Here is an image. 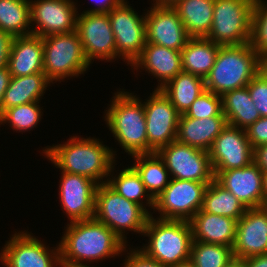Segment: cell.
I'll list each match as a JSON object with an SVG mask.
<instances>
[{
  "mask_svg": "<svg viewBox=\"0 0 267 267\" xmlns=\"http://www.w3.org/2000/svg\"><path fill=\"white\" fill-rule=\"evenodd\" d=\"M66 228L59 243L61 267L87 266L84 261L115 257L126 250V243L94 217L70 222Z\"/></svg>",
  "mask_w": 267,
  "mask_h": 267,
  "instance_id": "cell-1",
  "label": "cell"
},
{
  "mask_svg": "<svg viewBox=\"0 0 267 267\" xmlns=\"http://www.w3.org/2000/svg\"><path fill=\"white\" fill-rule=\"evenodd\" d=\"M102 143L91 137L73 136L67 143L50 146L42 153L62 172L85 176L99 185L107 183L103 178L110 176L115 167L114 151Z\"/></svg>",
  "mask_w": 267,
  "mask_h": 267,
  "instance_id": "cell-2",
  "label": "cell"
},
{
  "mask_svg": "<svg viewBox=\"0 0 267 267\" xmlns=\"http://www.w3.org/2000/svg\"><path fill=\"white\" fill-rule=\"evenodd\" d=\"M261 55L251 43L221 46L211 71L205 77V89L222 96L226 92L246 87L259 73Z\"/></svg>",
  "mask_w": 267,
  "mask_h": 267,
  "instance_id": "cell-3",
  "label": "cell"
},
{
  "mask_svg": "<svg viewBox=\"0 0 267 267\" xmlns=\"http://www.w3.org/2000/svg\"><path fill=\"white\" fill-rule=\"evenodd\" d=\"M105 117L115 139L131 156L147 154L144 105L132 93L119 91L113 96Z\"/></svg>",
  "mask_w": 267,
  "mask_h": 267,
  "instance_id": "cell-4",
  "label": "cell"
},
{
  "mask_svg": "<svg viewBox=\"0 0 267 267\" xmlns=\"http://www.w3.org/2000/svg\"><path fill=\"white\" fill-rule=\"evenodd\" d=\"M157 219L150 215L143 233L149 242L140 249L166 267L189 260L193 242L189 221Z\"/></svg>",
  "mask_w": 267,
  "mask_h": 267,
  "instance_id": "cell-5",
  "label": "cell"
},
{
  "mask_svg": "<svg viewBox=\"0 0 267 267\" xmlns=\"http://www.w3.org/2000/svg\"><path fill=\"white\" fill-rule=\"evenodd\" d=\"M150 215L151 212L122 197L107 183L97 186L94 218L109 227L125 243V230L143 235Z\"/></svg>",
  "mask_w": 267,
  "mask_h": 267,
  "instance_id": "cell-6",
  "label": "cell"
},
{
  "mask_svg": "<svg viewBox=\"0 0 267 267\" xmlns=\"http://www.w3.org/2000/svg\"><path fill=\"white\" fill-rule=\"evenodd\" d=\"M256 0H214L213 23L206 38L221 46L251 43Z\"/></svg>",
  "mask_w": 267,
  "mask_h": 267,
  "instance_id": "cell-7",
  "label": "cell"
},
{
  "mask_svg": "<svg viewBox=\"0 0 267 267\" xmlns=\"http://www.w3.org/2000/svg\"><path fill=\"white\" fill-rule=\"evenodd\" d=\"M43 72L47 78L60 81L86 72L90 63L84 55L82 43L76 31L42 37Z\"/></svg>",
  "mask_w": 267,
  "mask_h": 267,
  "instance_id": "cell-8",
  "label": "cell"
},
{
  "mask_svg": "<svg viewBox=\"0 0 267 267\" xmlns=\"http://www.w3.org/2000/svg\"><path fill=\"white\" fill-rule=\"evenodd\" d=\"M209 183L171 178L168 186L155 198L153 209L161 219L189 221L201 208Z\"/></svg>",
  "mask_w": 267,
  "mask_h": 267,
  "instance_id": "cell-9",
  "label": "cell"
},
{
  "mask_svg": "<svg viewBox=\"0 0 267 267\" xmlns=\"http://www.w3.org/2000/svg\"><path fill=\"white\" fill-rule=\"evenodd\" d=\"M157 153L163 159L173 179L203 183H211L215 179L207 151L175 140Z\"/></svg>",
  "mask_w": 267,
  "mask_h": 267,
  "instance_id": "cell-10",
  "label": "cell"
},
{
  "mask_svg": "<svg viewBox=\"0 0 267 267\" xmlns=\"http://www.w3.org/2000/svg\"><path fill=\"white\" fill-rule=\"evenodd\" d=\"M134 10L127 1L122 0L108 12L117 56L126 60L128 65H132L146 45L145 16H139Z\"/></svg>",
  "mask_w": 267,
  "mask_h": 267,
  "instance_id": "cell-11",
  "label": "cell"
},
{
  "mask_svg": "<svg viewBox=\"0 0 267 267\" xmlns=\"http://www.w3.org/2000/svg\"><path fill=\"white\" fill-rule=\"evenodd\" d=\"M143 105L147 128V153H157L176 140L180 114L160 89H154Z\"/></svg>",
  "mask_w": 267,
  "mask_h": 267,
  "instance_id": "cell-12",
  "label": "cell"
},
{
  "mask_svg": "<svg viewBox=\"0 0 267 267\" xmlns=\"http://www.w3.org/2000/svg\"><path fill=\"white\" fill-rule=\"evenodd\" d=\"M76 32L90 64L95 58L107 61L117 58L115 38L108 13L83 12L80 15L78 13Z\"/></svg>",
  "mask_w": 267,
  "mask_h": 267,
  "instance_id": "cell-13",
  "label": "cell"
},
{
  "mask_svg": "<svg viewBox=\"0 0 267 267\" xmlns=\"http://www.w3.org/2000/svg\"><path fill=\"white\" fill-rule=\"evenodd\" d=\"M213 172L215 180L247 209L266 206L267 177L254 161L243 168Z\"/></svg>",
  "mask_w": 267,
  "mask_h": 267,
  "instance_id": "cell-14",
  "label": "cell"
},
{
  "mask_svg": "<svg viewBox=\"0 0 267 267\" xmlns=\"http://www.w3.org/2000/svg\"><path fill=\"white\" fill-rule=\"evenodd\" d=\"M1 252L0 260L6 267H61L59 244L49 249L28 232H16Z\"/></svg>",
  "mask_w": 267,
  "mask_h": 267,
  "instance_id": "cell-15",
  "label": "cell"
},
{
  "mask_svg": "<svg viewBox=\"0 0 267 267\" xmlns=\"http://www.w3.org/2000/svg\"><path fill=\"white\" fill-rule=\"evenodd\" d=\"M213 171L239 169L254 161V148L246 131L227 124L208 151Z\"/></svg>",
  "mask_w": 267,
  "mask_h": 267,
  "instance_id": "cell-16",
  "label": "cell"
},
{
  "mask_svg": "<svg viewBox=\"0 0 267 267\" xmlns=\"http://www.w3.org/2000/svg\"><path fill=\"white\" fill-rule=\"evenodd\" d=\"M72 0L30 1L32 34L44 37L76 31L77 7Z\"/></svg>",
  "mask_w": 267,
  "mask_h": 267,
  "instance_id": "cell-17",
  "label": "cell"
},
{
  "mask_svg": "<svg viewBox=\"0 0 267 267\" xmlns=\"http://www.w3.org/2000/svg\"><path fill=\"white\" fill-rule=\"evenodd\" d=\"M61 174L59 199L70 222L93 218L98 184L78 174Z\"/></svg>",
  "mask_w": 267,
  "mask_h": 267,
  "instance_id": "cell-18",
  "label": "cell"
},
{
  "mask_svg": "<svg viewBox=\"0 0 267 267\" xmlns=\"http://www.w3.org/2000/svg\"><path fill=\"white\" fill-rule=\"evenodd\" d=\"M146 43L181 51L189 35L172 6H152L145 14Z\"/></svg>",
  "mask_w": 267,
  "mask_h": 267,
  "instance_id": "cell-19",
  "label": "cell"
},
{
  "mask_svg": "<svg viewBox=\"0 0 267 267\" xmlns=\"http://www.w3.org/2000/svg\"><path fill=\"white\" fill-rule=\"evenodd\" d=\"M232 251L239 259L267 253V206L245 210L236 224Z\"/></svg>",
  "mask_w": 267,
  "mask_h": 267,
  "instance_id": "cell-20",
  "label": "cell"
},
{
  "mask_svg": "<svg viewBox=\"0 0 267 267\" xmlns=\"http://www.w3.org/2000/svg\"><path fill=\"white\" fill-rule=\"evenodd\" d=\"M130 66H133L136 70L145 68L146 71L157 77L156 79L159 78L160 83L156 89L162 88L168 81L183 71L181 51L152 43H146L140 56Z\"/></svg>",
  "mask_w": 267,
  "mask_h": 267,
  "instance_id": "cell-21",
  "label": "cell"
},
{
  "mask_svg": "<svg viewBox=\"0 0 267 267\" xmlns=\"http://www.w3.org/2000/svg\"><path fill=\"white\" fill-rule=\"evenodd\" d=\"M8 68L12 77L43 72L42 37L34 34L13 37L9 50Z\"/></svg>",
  "mask_w": 267,
  "mask_h": 267,
  "instance_id": "cell-22",
  "label": "cell"
},
{
  "mask_svg": "<svg viewBox=\"0 0 267 267\" xmlns=\"http://www.w3.org/2000/svg\"><path fill=\"white\" fill-rule=\"evenodd\" d=\"M193 240L233 247L237 221L201 209L189 220Z\"/></svg>",
  "mask_w": 267,
  "mask_h": 267,
  "instance_id": "cell-23",
  "label": "cell"
},
{
  "mask_svg": "<svg viewBox=\"0 0 267 267\" xmlns=\"http://www.w3.org/2000/svg\"><path fill=\"white\" fill-rule=\"evenodd\" d=\"M226 125V117L195 119L182 114L179 117L176 140L208 152Z\"/></svg>",
  "mask_w": 267,
  "mask_h": 267,
  "instance_id": "cell-24",
  "label": "cell"
},
{
  "mask_svg": "<svg viewBox=\"0 0 267 267\" xmlns=\"http://www.w3.org/2000/svg\"><path fill=\"white\" fill-rule=\"evenodd\" d=\"M52 83L44 72L27 76L11 77L2 101L1 113L9 108L40 101L47 87ZM49 84V85H48Z\"/></svg>",
  "mask_w": 267,
  "mask_h": 267,
  "instance_id": "cell-25",
  "label": "cell"
},
{
  "mask_svg": "<svg viewBox=\"0 0 267 267\" xmlns=\"http://www.w3.org/2000/svg\"><path fill=\"white\" fill-rule=\"evenodd\" d=\"M172 7L190 38L208 36L213 23L214 0H178Z\"/></svg>",
  "mask_w": 267,
  "mask_h": 267,
  "instance_id": "cell-26",
  "label": "cell"
},
{
  "mask_svg": "<svg viewBox=\"0 0 267 267\" xmlns=\"http://www.w3.org/2000/svg\"><path fill=\"white\" fill-rule=\"evenodd\" d=\"M220 47L206 37L189 38L181 50L182 70L205 79L215 64Z\"/></svg>",
  "mask_w": 267,
  "mask_h": 267,
  "instance_id": "cell-27",
  "label": "cell"
},
{
  "mask_svg": "<svg viewBox=\"0 0 267 267\" xmlns=\"http://www.w3.org/2000/svg\"><path fill=\"white\" fill-rule=\"evenodd\" d=\"M221 99L222 112L226 117L227 124L246 130L261 117L250 97L247 86L226 92Z\"/></svg>",
  "mask_w": 267,
  "mask_h": 267,
  "instance_id": "cell-28",
  "label": "cell"
},
{
  "mask_svg": "<svg viewBox=\"0 0 267 267\" xmlns=\"http://www.w3.org/2000/svg\"><path fill=\"white\" fill-rule=\"evenodd\" d=\"M160 90L169 98L177 112L182 115L206 89L202 77L182 71Z\"/></svg>",
  "mask_w": 267,
  "mask_h": 267,
  "instance_id": "cell-29",
  "label": "cell"
},
{
  "mask_svg": "<svg viewBox=\"0 0 267 267\" xmlns=\"http://www.w3.org/2000/svg\"><path fill=\"white\" fill-rule=\"evenodd\" d=\"M132 157L135 159L132 166L139 173L146 190L150 192V196L155 200L171 180L163 159L156 152Z\"/></svg>",
  "mask_w": 267,
  "mask_h": 267,
  "instance_id": "cell-30",
  "label": "cell"
},
{
  "mask_svg": "<svg viewBox=\"0 0 267 267\" xmlns=\"http://www.w3.org/2000/svg\"><path fill=\"white\" fill-rule=\"evenodd\" d=\"M247 208L215 179L209 183L201 210L210 214L230 217L238 221Z\"/></svg>",
  "mask_w": 267,
  "mask_h": 267,
  "instance_id": "cell-31",
  "label": "cell"
},
{
  "mask_svg": "<svg viewBox=\"0 0 267 267\" xmlns=\"http://www.w3.org/2000/svg\"><path fill=\"white\" fill-rule=\"evenodd\" d=\"M30 24V0H0V29L3 32L12 38L30 35Z\"/></svg>",
  "mask_w": 267,
  "mask_h": 267,
  "instance_id": "cell-32",
  "label": "cell"
},
{
  "mask_svg": "<svg viewBox=\"0 0 267 267\" xmlns=\"http://www.w3.org/2000/svg\"><path fill=\"white\" fill-rule=\"evenodd\" d=\"M110 179L106 180L107 184L122 197L142 206L147 212L148 210L143 205V202H141L142 198H147L146 203L149 204L150 208L154 207V199L146 190L139 173L133 166L123 169L117 177Z\"/></svg>",
  "mask_w": 267,
  "mask_h": 267,
  "instance_id": "cell-33",
  "label": "cell"
},
{
  "mask_svg": "<svg viewBox=\"0 0 267 267\" xmlns=\"http://www.w3.org/2000/svg\"><path fill=\"white\" fill-rule=\"evenodd\" d=\"M233 257L230 246L193 240L189 260L195 267H226Z\"/></svg>",
  "mask_w": 267,
  "mask_h": 267,
  "instance_id": "cell-34",
  "label": "cell"
},
{
  "mask_svg": "<svg viewBox=\"0 0 267 267\" xmlns=\"http://www.w3.org/2000/svg\"><path fill=\"white\" fill-rule=\"evenodd\" d=\"M39 102L18 105L4 110L0 114V124L8 122L16 132H25L36 128L42 116Z\"/></svg>",
  "mask_w": 267,
  "mask_h": 267,
  "instance_id": "cell-35",
  "label": "cell"
},
{
  "mask_svg": "<svg viewBox=\"0 0 267 267\" xmlns=\"http://www.w3.org/2000/svg\"><path fill=\"white\" fill-rule=\"evenodd\" d=\"M187 117L195 119H205L209 117H225L222 112L221 96L211 91L205 90L191 104L185 113Z\"/></svg>",
  "mask_w": 267,
  "mask_h": 267,
  "instance_id": "cell-36",
  "label": "cell"
},
{
  "mask_svg": "<svg viewBox=\"0 0 267 267\" xmlns=\"http://www.w3.org/2000/svg\"><path fill=\"white\" fill-rule=\"evenodd\" d=\"M251 44L260 55L267 54V2L262 0L255 2Z\"/></svg>",
  "mask_w": 267,
  "mask_h": 267,
  "instance_id": "cell-37",
  "label": "cell"
},
{
  "mask_svg": "<svg viewBox=\"0 0 267 267\" xmlns=\"http://www.w3.org/2000/svg\"><path fill=\"white\" fill-rule=\"evenodd\" d=\"M247 88L260 116L267 117V80L258 73L247 84Z\"/></svg>",
  "mask_w": 267,
  "mask_h": 267,
  "instance_id": "cell-38",
  "label": "cell"
},
{
  "mask_svg": "<svg viewBox=\"0 0 267 267\" xmlns=\"http://www.w3.org/2000/svg\"><path fill=\"white\" fill-rule=\"evenodd\" d=\"M245 131L247 138L253 148L267 144V117H260Z\"/></svg>",
  "mask_w": 267,
  "mask_h": 267,
  "instance_id": "cell-39",
  "label": "cell"
},
{
  "mask_svg": "<svg viewBox=\"0 0 267 267\" xmlns=\"http://www.w3.org/2000/svg\"><path fill=\"white\" fill-rule=\"evenodd\" d=\"M128 254L124 267H166L155 259L148 257L141 249H132Z\"/></svg>",
  "mask_w": 267,
  "mask_h": 267,
  "instance_id": "cell-40",
  "label": "cell"
},
{
  "mask_svg": "<svg viewBox=\"0 0 267 267\" xmlns=\"http://www.w3.org/2000/svg\"><path fill=\"white\" fill-rule=\"evenodd\" d=\"M12 37L0 29V69L8 66Z\"/></svg>",
  "mask_w": 267,
  "mask_h": 267,
  "instance_id": "cell-41",
  "label": "cell"
},
{
  "mask_svg": "<svg viewBox=\"0 0 267 267\" xmlns=\"http://www.w3.org/2000/svg\"><path fill=\"white\" fill-rule=\"evenodd\" d=\"M254 162L267 177V144L254 148Z\"/></svg>",
  "mask_w": 267,
  "mask_h": 267,
  "instance_id": "cell-42",
  "label": "cell"
},
{
  "mask_svg": "<svg viewBox=\"0 0 267 267\" xmlns=\"http://www.w3.org/2000/svg\"><path fill=\"white\" fill-rule=\"evenodd\" d=\"M94 1V0H93ZM97 6L95 8H92L90 10H85L83 12L88 13H108L113 8H115L122 0H95Z\"/></svg>",
  "mask_w": 267,
  "mask_h": 267,
  "instance_id": "cell-43",
  "label": "cell"
},
{
  "mask_svg": "<svg viewBox=\"0 0 267 267\" xmlns=\"http://www.w3.org/2000/svg\"><path fill=\"white\" fill-rule=\"evenodd\" d=\"M11 73L8 66L0 69V114L4 93L9 86L11 80Z\"/></svg>",
  "mask_w": 267,
  "mask_h": 267,
  "instance_id": "cell-44",
  "label": "cell"
},
{
  "mask_svg": "<svg viewBox=\"0 0 267 267\" xmlns=\"http://www.w3.org/2000/svg\"><path fill=\"white\" fill-rule=\"evenodd\" d=\"M245 265L246 267H267V253L246 258Z\"/></svg>",
  "mask_w": 267,
  "mask_h": 267,
  "instance_id": "cell-45",
  "label": "cell"
},
{
  "mask_svg": "<svg viewBox=\"0 0 267 267\" xmlns=\"http://www.w3.org/2000/svg\"><path fill=\"white\" fill-rule=\"evenodd\" d=\"M259 73L267 80V54L260 57Z\"/></svg>",
  "mask_w": 267,
  "mask_h": 267,
  "instance_id": "cell-46",
  "label": "cell"
},
{
  "mask_svg": "<svg viewBox=\"0 0 267 267\" xmlns=\"http://www.w3.org/2000/svg\"><path fill=\"white\" fill-rule=\"evenodd\" d=\"M226 267H246L245 259H239L233 257Z\"/></svg>",
  "mask_w": 267,
  "mask_h": 267,
  "instance_id": "cell-47",
  "label": "cell"
},
{
  "mask_svg": "<svg viewBox=\"0 0 267 267\" xmlns=\"http://www.w3.org/2000/svg\"><path fill=\"white\" fill-rule=\"evenodd\" d=\"M154 1V0H153ZM178 0H155L154 4L156 6H173Z\"/></svg>",
  "mask_w": 267,
  "mask_h": 267,
  "instance_id": "cell-48",
  "label": "cell"
},
{
  "mask_svg": "<svg viewBox=\"0 0 267 267\" xmlns=\"http://www.w3.org/2000/svg\"><path fill=\"white\" fill-rule=\"evenodd\" d=\"M170 267H195L190 260L178 263L176 265L170 266Z\"/></svg>",
  "mask_w": 267,
  "mask_h": 267,
  "instance_id": "cell-49",
  "label": "cell"
}]
</instances>
